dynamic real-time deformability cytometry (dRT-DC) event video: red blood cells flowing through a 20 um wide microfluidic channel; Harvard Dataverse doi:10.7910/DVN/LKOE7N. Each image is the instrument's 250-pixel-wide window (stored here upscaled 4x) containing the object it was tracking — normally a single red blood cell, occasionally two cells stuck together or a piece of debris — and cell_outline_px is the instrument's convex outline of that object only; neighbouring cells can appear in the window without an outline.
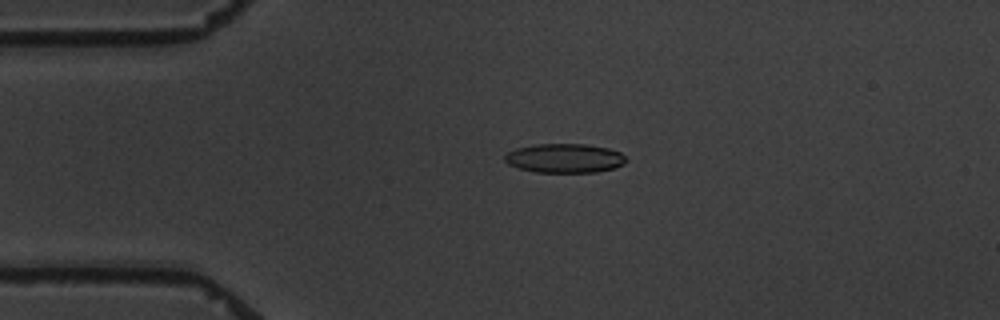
{"species": "common noctule bat (a hibernating species)", "species_latin": "Nyctalus noctula", "temperature_condition": "warm", "stored_images_in_passage": 5, "camera_frame_rate_fps": 3000, "um_per_image_px": 0.085, "animal": {"sex": "male", "body_mass_g": 19.5, "forearm_length_mm": 54.6}, "frame": {"image": 1, "passage_image": 5, "time_ms": 5.667, "image_size_px": [1000, 320], "cell_outline_px": [[628, 160], [624, 164], [612, 168], [596, 172], [536, 172], [516, 168], [508, 164], [504, 160], [504, 156], [508, 152], [516, 148], [536, 144], [584, 144], [608, 148], [620, 152]], "centroid_in_image_um": [47.97, 13.45], "position_along_channel_um": 37.0, "area_um2": 20.63}}